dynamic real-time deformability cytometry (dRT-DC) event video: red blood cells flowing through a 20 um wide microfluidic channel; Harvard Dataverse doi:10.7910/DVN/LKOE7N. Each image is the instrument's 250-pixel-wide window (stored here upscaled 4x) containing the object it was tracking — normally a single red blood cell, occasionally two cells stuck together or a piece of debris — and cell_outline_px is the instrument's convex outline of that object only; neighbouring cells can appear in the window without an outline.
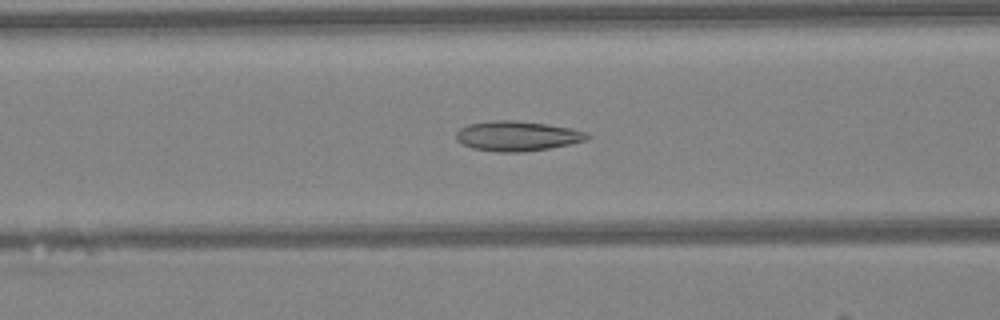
{"species": "Egyptian fruit bat (a non-hibernating species)", "species_latin": "Rousettus aegyptiacus", "temperature_condition": "warm", "stored_images_in_passage": 47, "camera_frame_rate_fps": 3000, "um_per_image_px": 0.085, "animal": {"sex": "female"}, "frame": {"image": 1, "passage_image": 19, "time_ms": 6.0, "image_size_px": [1000, 320], "cell_outline_px": [[592, 136], [588, 140], [548, 148], [524, 152], [496, 152], [472, 148], [456, 140], [456, 132], [460, 128], [468, 124], [492, 120], [512, 120], [544, 124], [572, 128], [588, 132]], "centroid_in_image_um": [43.97, 11.56], "position_along_channel_um": 122.6, "area_um2": 22.89}}
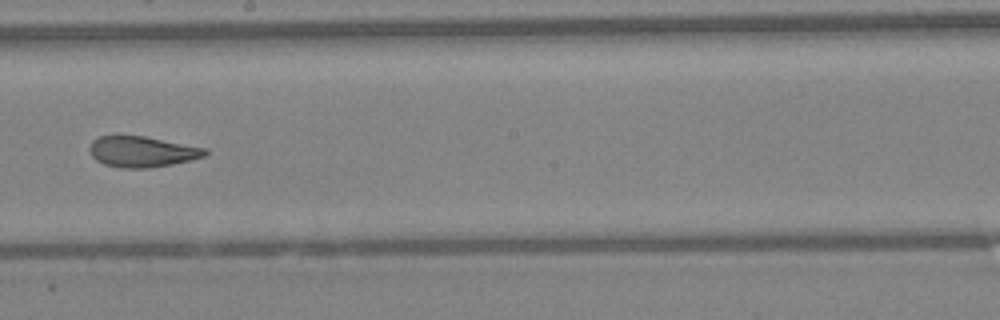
{"frame": {"image": 2, "passage_image": 27, "time_ms": 8.667, "image_size_px": [1000, 320], "cell_outline_px": [[208, 152], [204, 156], [172, 164], [148, 168], [120, 168], [104, 164], [96, 160], [92, 156], [88, 148], [92, 140], [100, 136], [144, 136], [208, 148]], "centroid_in_image_um": [12.06, 12.89], "position_along_channel_um": 236.1, "area_um2": 20.69}}
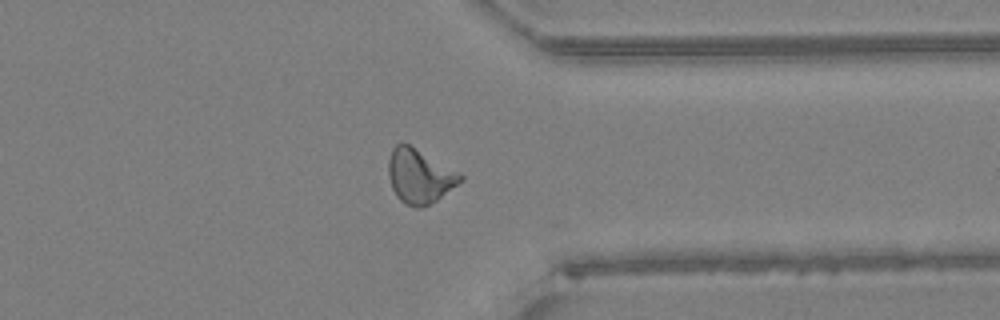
{"frame": {"image": 3, "passage_image": 37, "time_ms": 12.0, "image_size_px": [1000, 320], "cell_outline_px": [[464, 180], [436, 200], [424, 208], [416, 208], [404, 204], [396, 196], [392, 188], [388, 176], [388, 160], [392, 148], [396, 144], [408, 144], [460, 172], [464, 176]], "centroid_in_image_um": [35.66, 15.0], "position_along_channel_um": 375.7, "area_um2": 22.83}, "authors_computed_cell_mechanics": {"area_um2": 22.0796, "velocity_mm_per_s": 4.2821, "shape_relaxation_time_tau1_ms": null, "shape_relaxation_time_tau2_ms": 2.0796, "deformation_change_tau1": null, "deformation_change_tau2": 0.0954}}